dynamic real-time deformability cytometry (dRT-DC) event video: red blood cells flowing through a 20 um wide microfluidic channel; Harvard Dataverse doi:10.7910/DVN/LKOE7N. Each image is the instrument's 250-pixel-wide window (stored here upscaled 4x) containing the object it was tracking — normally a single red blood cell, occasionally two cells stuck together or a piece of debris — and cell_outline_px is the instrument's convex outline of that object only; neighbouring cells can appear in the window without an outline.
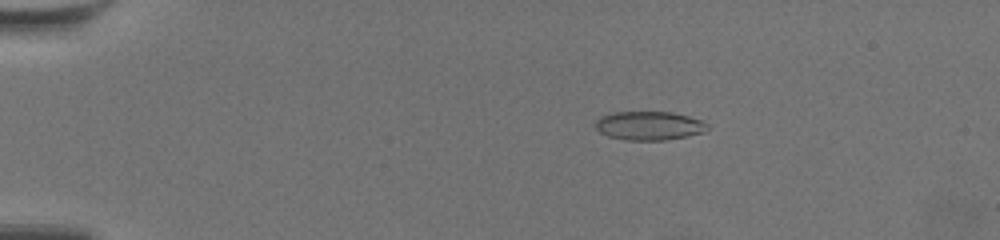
{"species": "common noctule bat (a hibernating species)", "species_latin": "Nyctalus noctula", "temperature_condition": "warm", "stored_images_in_passage": 61, "camera_frame_rate_fps": 3000, "um_per_image_px": 0.085, "animal": {"sex": "female", "body_mass_g": 19.5, "forearm_length_mm": 54.1}, "frame": {"image": 1, "passage_image": 13, "time_ms": 4.0, "image_size_px": [1000, 240], "cell_outline_px": [[708, 128], [704, 132], [688, 136], [664, 140], [624, 140], [608, 136], [600, 132], [596, 128], [596, 120], [600, 116], [612, 112], [672, 112], [688, 116], [700, 120], [708, 124]], "centroid_in_image_um": [55.16, 10.68], "position_along_channel_um": 29.8, "area_um2": 18.79}}
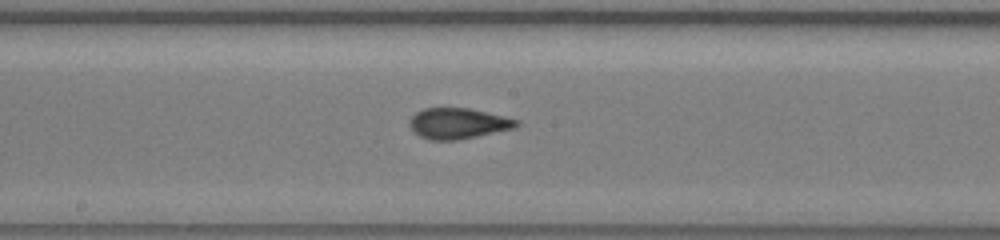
{"frame": {"image": 2, "passage_image": 35, "time_ms": 11.333, "image_size_px": [1000, 240], "cell_outline_px": [[520, 124], [516, 128], [456, 140], [428, 140], [420, 136], [408, 124], [408, 120], [416, 112], [424, 108], [468, 108], [504, 116], [520, 120]], "centroid_in_image_um": [38.94, 10.49], "position_along_channel_um": 209.3, "area_um2": 19.13}}
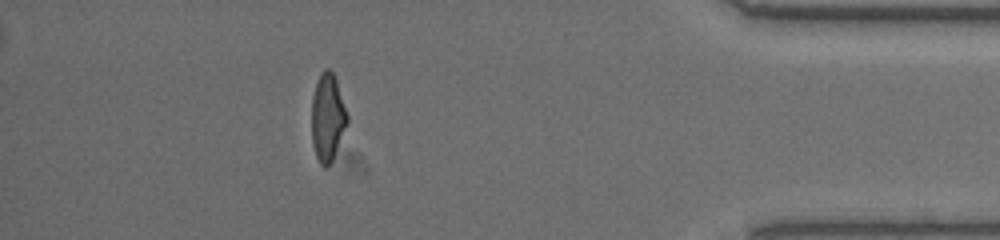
{"frame": {"image": 3, "passage_image": 55, "time_ms": 18.0, "image_size_px": [1000, 240], "cell_outline_px": [[348, 120], [332, 160], [328, 168], [324, 168], [320, 164], [316, 156], [312, 144], [312, 96], [320, 72], [324, 68], [328, 68], [332, 72], [336, 80], [348, 116]], "centroid_in_image_um": [27.82, 9.99], "position_along_channel_um": 407.4, "area_um2": 17.98}, "authors_computed_cell_mechanics": {"area_um2": 18.9006, "velocity_mm_per_s": 3.5613, "shape_relaxation_time_tau1_ms": 6.9465, "shape_relaxation_time_tau2_ms": 0.9415, "deformation_change_tau1": 0.1962, "deformation_change_tau2": 0.0606}}